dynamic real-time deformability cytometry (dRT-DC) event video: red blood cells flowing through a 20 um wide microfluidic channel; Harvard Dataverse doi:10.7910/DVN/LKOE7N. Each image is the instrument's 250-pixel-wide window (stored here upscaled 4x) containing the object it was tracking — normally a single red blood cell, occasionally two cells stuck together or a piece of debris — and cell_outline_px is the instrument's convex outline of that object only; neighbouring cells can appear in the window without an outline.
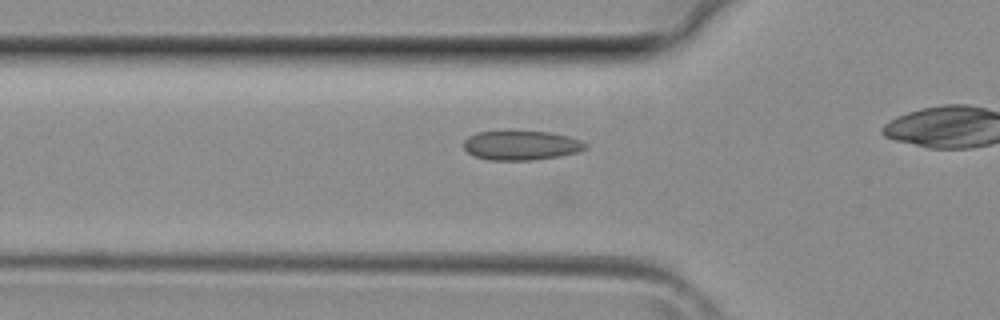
{"species": "common noctule bat (a hibernating species)", "species_latin": "Nyctalus noctula", "temperature_condition": "room temperature", "stored_images_in_passage": 15, "camera_frame_rate_fps": 3000, "um_per_image_px": 0.085, "animal": {"sex": "female", "body_mass_g": 29.2, "forearm_length_mm": 56.3}, "frame": {"image": 1, "passage_image": 9, "time_ms": 2.667, "image_size_px": [1000, 320], "cell_outline_px": [[588, 148], [576, 152], [560, 156], [532, 160], [488, 160], [476, 156], [468, 152], [464, 148], [464, 140], [468, 136], [476, 132], [552, 132], [568, 136], [580, 140], [588, 144]], "centroid_in_image_um": [44.32, 12.36], "position_along_channel_um": 81.5, "area_um2": 20.69}}
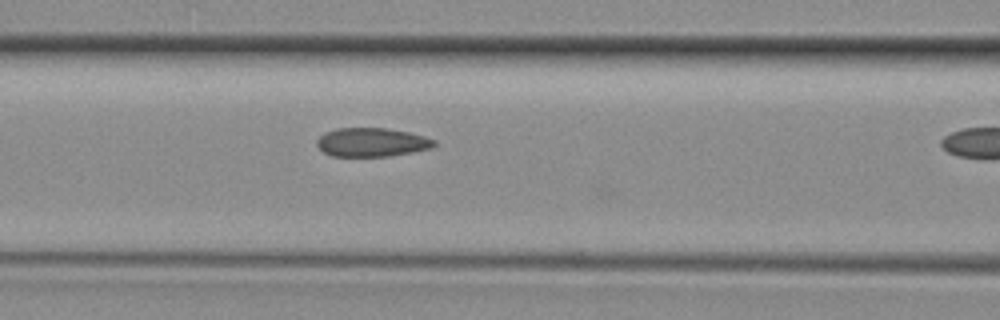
{"frame": {"image": 2, "passage_image": 12, "time_ms": 3.667, "image_size_px": [1000, 320], "cell_outline_px": [[436, 144], [432, 148], [412, 152], [388, 156], [332, 156], [324, 152], [316, 144], [316, 140], [324, 132], [336, 128], [388, 128], [408, 132], [424, 136], [436, 140]], "centroid_in_image_um": [31.6, 12.08], "position_along_channel_um": 135.0, "area_um2": 19.71}}
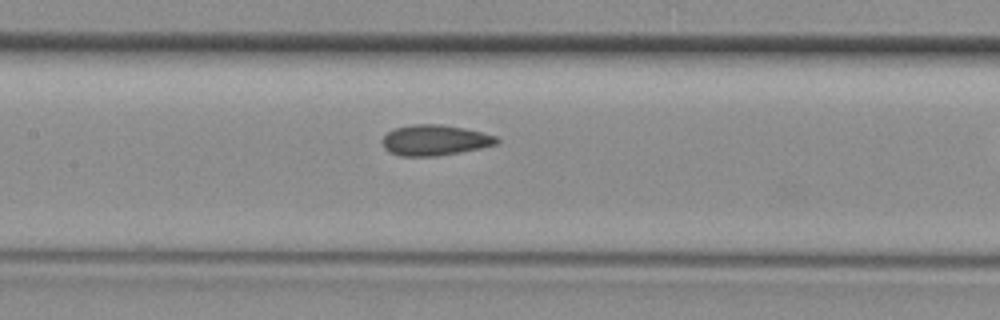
{"frame": {"image": 3, "passage_image": 14, "time_ms": 4.333, "image_size_px": [1000, 320], "cell_outline_px": [[500, 140], [496, 144], [480, 148], [460, 152], [436, 156], [400, 156], [388, 152], [384, 148], [380, 140], [388, 132], [396, 128], [412, 124], [440, 124], [464, 128], [496, 136]], "centroid_in_image_um": [36.92, 11.92], "position_along_channel_um": 170.5, "area_um2": 20.4}}